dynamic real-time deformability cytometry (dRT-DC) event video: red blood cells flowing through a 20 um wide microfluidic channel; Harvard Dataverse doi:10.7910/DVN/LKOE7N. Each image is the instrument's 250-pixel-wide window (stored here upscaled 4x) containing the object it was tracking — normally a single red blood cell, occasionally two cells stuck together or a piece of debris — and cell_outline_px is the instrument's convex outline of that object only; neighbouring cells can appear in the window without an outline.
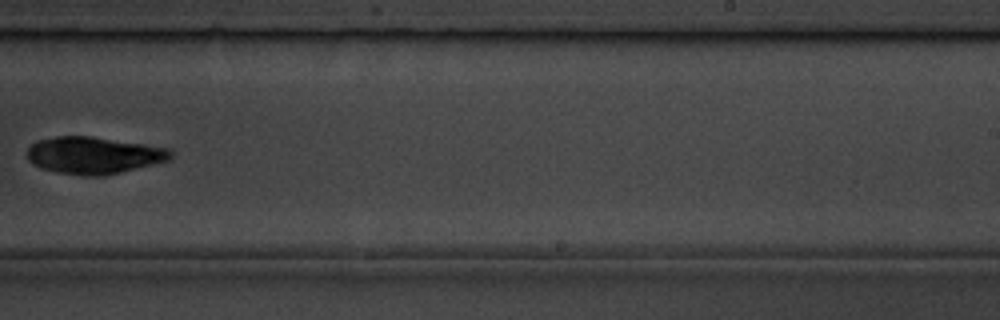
{"species": "common noctule bat (a hibernating species)", "species_latin": "Nyctalus noctula", "temperature_condition": "room temperature", "stored_images_in_passage": 11, "camera_frame_rate_fps": 3000, "um_per_image_px": 0.085, "animal": {"sex": "male", "body_mass_g": 19.5, "forearm_length_mm": 54.6}, "frame": {"image": 1, "passage_image": 10, "time_ms": 11.0, "image_size_px": [1000, 320], "cell_outline_px": [[172, 156], [168, 160], [104, 176], [80, 176], [56, 172], [40, 168], [32, 164], [28, 160], [28, 148], [36, 140], [56, 136], [92, 136], [172, 148]], "centroid_in_image_um": [7.95, 13.19], "position_along_channel_um": 281.1, "area_um2": 31.15}}